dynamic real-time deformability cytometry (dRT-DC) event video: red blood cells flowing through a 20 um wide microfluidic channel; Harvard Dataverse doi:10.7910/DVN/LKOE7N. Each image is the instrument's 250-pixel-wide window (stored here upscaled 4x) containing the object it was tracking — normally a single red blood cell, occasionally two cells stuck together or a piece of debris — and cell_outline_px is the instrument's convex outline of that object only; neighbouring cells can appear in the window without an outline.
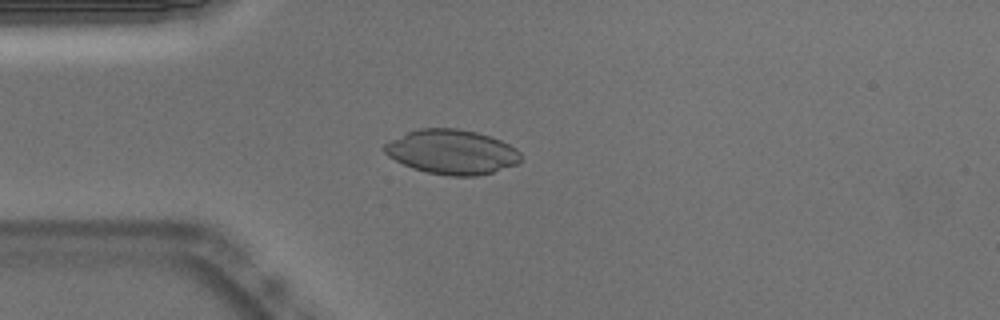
{"species": "Egyptian fruit bat (a non-hibernating species)", "species_latin": "Rousettus aegyptiacus", "temperature_condition": "warm", "stored_images_in_passage": 46, "camera_frame_rate_fps": 3000, "um_per_image_px": 0.085, "animal": {"sex": "male"}, "frame": {"image": 1, "passage_image": 7, "time_ms": 2.0, "image_size_px": [1000, 320], "cell_outline_px": [[520, 164], [492, 172], [476, 176], [448, 176], [428, 172], [412, 168], [388, 156], [384, 152], [384, 144], [408, 132], [420, 128], [456, 128], [476, 132], [500, 140], [516, 148], [520, 152]], "centroid_in_image_um": [38.43, 12.92], "position_along_channel_um": 46.6, "area_um2": 35.2}}